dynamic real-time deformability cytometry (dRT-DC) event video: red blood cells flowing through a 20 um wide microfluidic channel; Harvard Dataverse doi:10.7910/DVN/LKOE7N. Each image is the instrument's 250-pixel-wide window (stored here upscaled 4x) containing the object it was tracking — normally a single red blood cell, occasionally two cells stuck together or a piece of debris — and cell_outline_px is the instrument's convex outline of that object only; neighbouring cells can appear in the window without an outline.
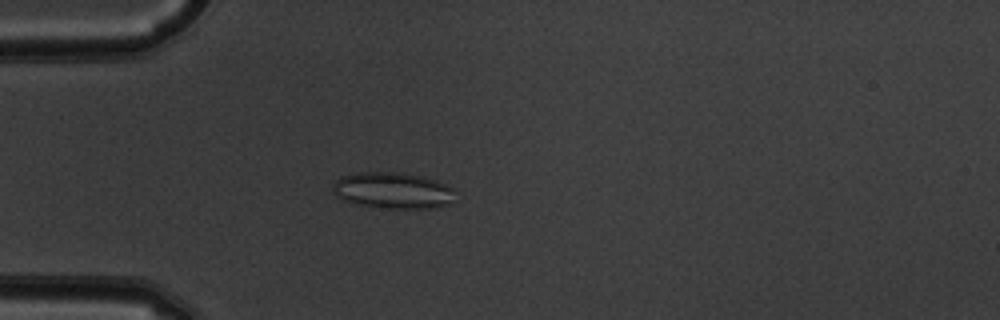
{"species": "common noctule bat (a hibernating species)", "species_latin": "Nyctalus noctula", "temperature_condition": "warm", "stored_images_in_passage": 52, "camera_frame_rate_fps": 3000, "um_per_image_px": 0.085, "animal": {"sex": "male", "body_mass_g": 19.5, "forearm_length_mm": 54.6}, "frame": {"image": 1, "passage_image": 15, "time_ms": 4.667, "image_size_px": [1000, 320], "cell_outline_px": [[456, 188], [452, 204], [436, 208], [380, 208], [340, 200], [332, 192], [332, 184], [340, 176], [356, 172], [396, 172], [424, 176], [436, 180]], "centroid_in_image_um": [33.4, 16.19], "position_along_channel_um": 51.6, "area_um2": 26.47}}
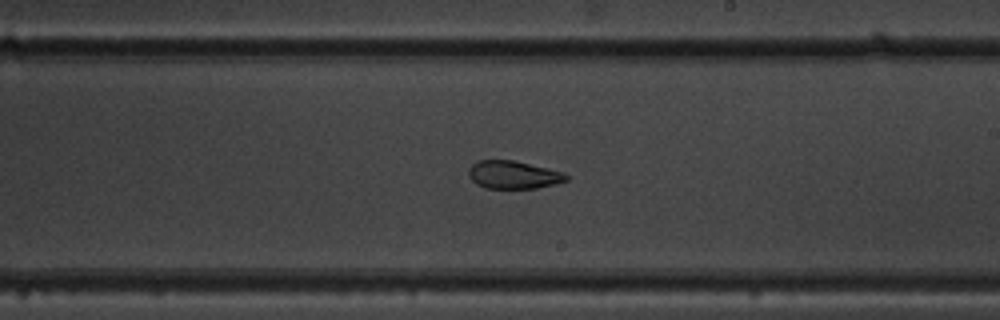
{"frame": {"image": 2, "passage_image": 31, "time_ms": 10.0, "image_size_px": [1000, 320], "cell_outline_px": [[568, 180], [556, 184], [536, 188], [484, 188], [476, 184], [468, 176], [468, 168], [476, 160], [512, 160], [564, 172], [568, 176]], "centroid_in_image_um": [43.61, 14.86], "position_along_channel_um": 245.4, "area_um2": 15.95}}
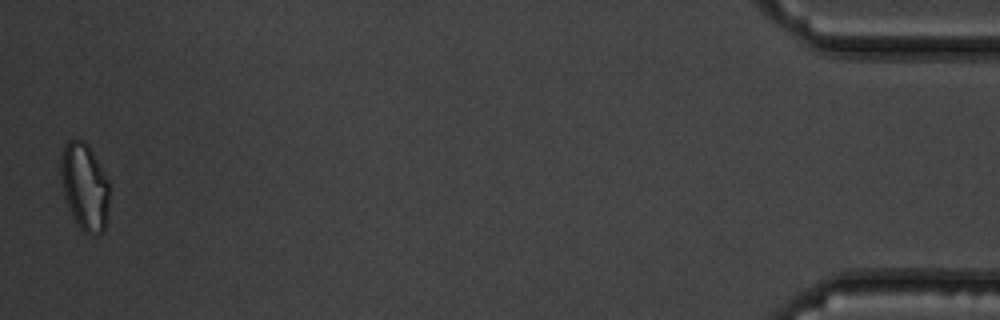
{"frame": {"image": 3, "passage_image": 52, "time_ms": 17.0, "image_size_px": [1000, 320], "cell_outline_px": [[108, 200], [104, 228], [100, 232], [84, 232], [80, 228], [72, 216], [68, 208], [64, 196], [60, 172], [60, 160], [64, 144], [68, 140], [84, 140], [88, 144], [108, 180]], "centroid_in_image_um": [7.15, 15.8], "position_along_channel_um": 428.1, "area_um2": 24.22}, "authors_computed_cell_mechanics": {"area_um2": 21.3571, "velocity_mm_per_s": 3.8667, "shape_relaxation_time_tau1_ms": null, "shape_relaxation_time_tau2_ms": 2.4541, "deformation_change_tau1": null, "deformation_change_tau2": 0.0944}}